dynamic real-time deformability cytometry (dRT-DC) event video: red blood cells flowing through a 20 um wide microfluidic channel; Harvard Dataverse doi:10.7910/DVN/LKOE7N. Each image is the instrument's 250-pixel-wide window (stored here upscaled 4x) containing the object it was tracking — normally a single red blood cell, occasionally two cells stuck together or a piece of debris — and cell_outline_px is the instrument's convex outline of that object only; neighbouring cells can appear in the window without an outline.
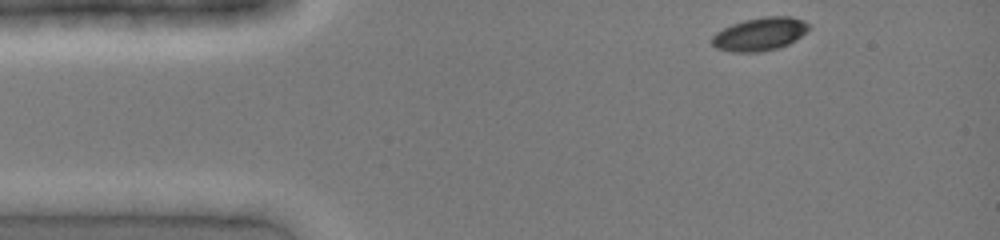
{"species": "common noctule bat (a hibernating species)", "species_latin": "Nyctalus noctula", "temperature_condition": "cold", "stored_images_in_passage": 30, "camera_frame_rate_fps": 3000, "um_per_image_px": 0.085, "animal": {"sex": "female", "body_mass_g": 19.0, "forearm_length_mm": 51.5}, "frame": {"image": 1, "passage_image": 1, "time_ms": 0.0, "image_size_px": [1000, 240], "cell_outline_px": [[812, 28], [796, 40], [780, 48], [756, 52], [732, 52], [716, 48], [712, 44], [712, 36], [716, 32], [732, 24], [744, 20], [764, 16], [792, 16], [804, 20], [812, 24]], "centroid_in_image_um": [64.65, 2.88], "position_along_channel_um": 20.4, "area_um2": 19.02}}
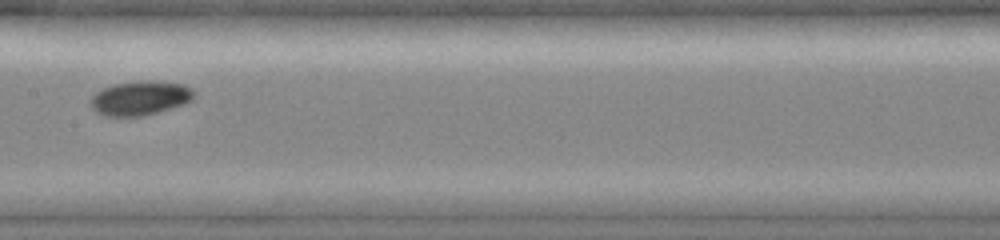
{"frame": {"image": 2, "passage_image": 17, "time_ms": 5.333, "image_size_px": [1000, 240], "cell_outline_px": [[192, 100], [184, 104], [144, 116], [104, 116], [96, 112], [92, 108], [92, 96], [96, 92], [112, 84], [140, 80], [148, 80], [184, 84], [192, 88]], "centroid_in_image_um": [11.9, 8.33], "position_along_channel_um": 195.5, "area_um2": 20.58}}
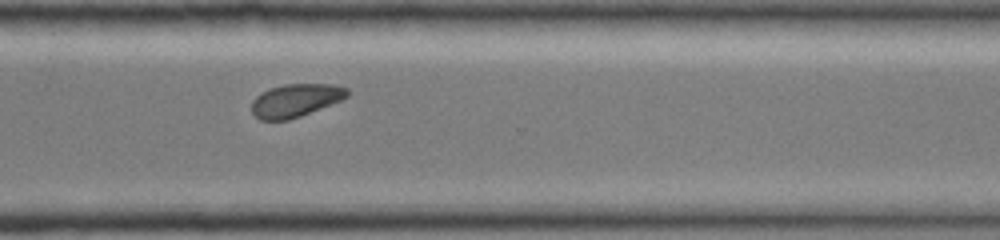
{"frame": {"image": 3, "passage_image": 27, "time_ms": 8.667, "image_size_px": [1000, 240], "cell_outline_px": [[348, 96], [340, 100], [300, 116], [288, 120], [260, 120], [252, 112], [252, 100], [256, 96], [272, 88], [284, 84], [332, 84], [348, 88]], "centroid_in_image_um": [25.11, 8.53], "position_along_channel_um": 345.5, "area_um2": 18.09}}